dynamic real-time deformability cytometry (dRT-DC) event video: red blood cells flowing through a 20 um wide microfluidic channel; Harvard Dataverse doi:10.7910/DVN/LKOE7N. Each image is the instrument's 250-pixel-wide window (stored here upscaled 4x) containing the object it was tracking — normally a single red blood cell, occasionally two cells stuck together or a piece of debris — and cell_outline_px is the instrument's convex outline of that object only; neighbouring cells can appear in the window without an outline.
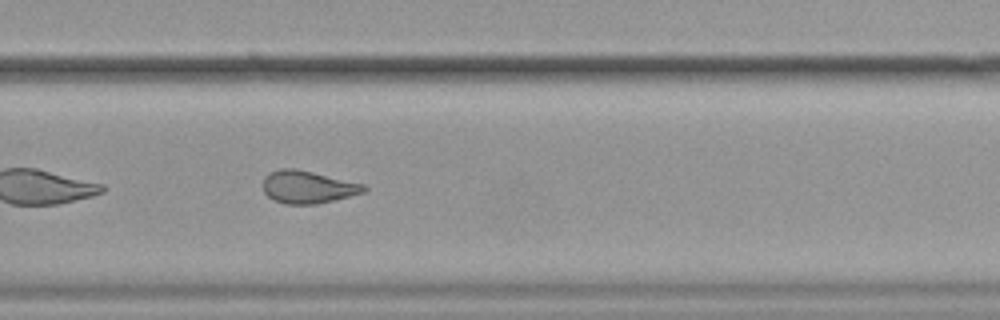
{"species": "common noctule bat (a hibernating species)", "species_latin": "Nyctalus noctula", "temperature_condition": "cold", "stored_images_in_passage": 40, "camera_frame_rate_fps": 3000, "um_per_image_px": 0.085, "animal": {"sex": "female", "body_mass_g": 19.9}, "frame": {"image": 1, "passage_image": 23, "time_ms": 7.333, "image_size_px": [1000, 320], "cell_outline_px": [[368, 188], [364, 192], [316, 204], [284, 204], [268, 196], [264, 192], [264, 176], [268, 172], [280, 168], [296, 168], [364, 184]], "centroid_in_image_um": [26.14, 15.88], "position_along_channel_um": 303.7, "area_um2": 19.02}}